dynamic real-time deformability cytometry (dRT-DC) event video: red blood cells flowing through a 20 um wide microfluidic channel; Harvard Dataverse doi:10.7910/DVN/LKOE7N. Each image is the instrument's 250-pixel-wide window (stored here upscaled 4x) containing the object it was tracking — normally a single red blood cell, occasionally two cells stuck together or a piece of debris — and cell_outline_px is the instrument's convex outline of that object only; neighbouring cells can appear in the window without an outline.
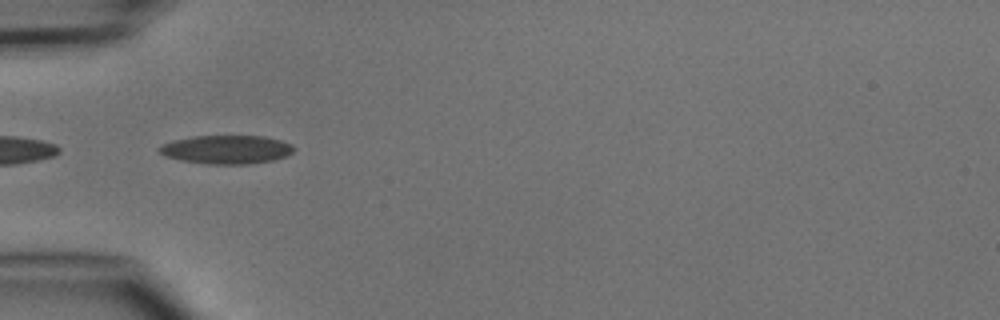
{"species": "common noctule bat (a hibernating species)", "species_latin": "Nyctalus noctula", "temperature_condition": "cold", "stored_images_in_passage": 5, "camera_frame_rate_fps": 3000, "um_per_image_px": 0.085, "animal": {"sex": "male", "body_mass_g": 15.6}, "frame": {"image": 1, "passage_image": 5, "time_ms": 5.333, "image_size_px": [1000, 320], "cell_outline_px": [[296, 148], [288, 156], [272, 160], [248, 164], [208, 164], [180, 160], [164, 156], [156, 148], [160, 144], [172, 140], [192, 136], [264, 136], [280, 140], [292, 144]], "centroid_in_image_um": [19.23, 12.7], "position_along_channel_um": 65.8, "area_um2": 22.66}}